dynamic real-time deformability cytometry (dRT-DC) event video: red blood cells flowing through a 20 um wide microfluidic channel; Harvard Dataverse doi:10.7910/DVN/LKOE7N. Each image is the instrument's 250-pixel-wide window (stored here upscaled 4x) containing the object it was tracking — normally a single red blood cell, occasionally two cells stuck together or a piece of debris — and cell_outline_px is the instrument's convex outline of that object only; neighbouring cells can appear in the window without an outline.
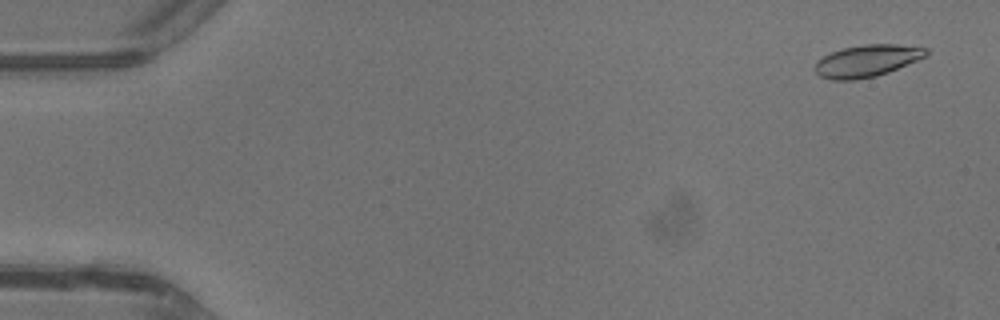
{"species": "common noctule bat (a hibernating species)", "species_latin": "Nyctalus noctula", "temperature_condition": "warm", "stored_images_in_passage": 45, "camera_frame_rate_fps": 3000, "um_per_image_px": 0.085, "animal": {"sex": "male", "body_mass_g": 13.3}, "frame": {"image": 1, "passage_image": 3, "time_ms": 0.667, "image_size_px": [1000, 320], "cell_outline_px": [[928, 52], [924, 56], [916, 60], [888, 72], [876, 76], [856, 80], [832, 80], [820, 76], [816, 72], [816, 60], [832, 52], [844, 48], [864, 44], [896, 44], [928, 48]], "centroid_in_image_um": [73.67, 5.17], "position_along_channel_um": 11.3, "area_um2": 20.46}}
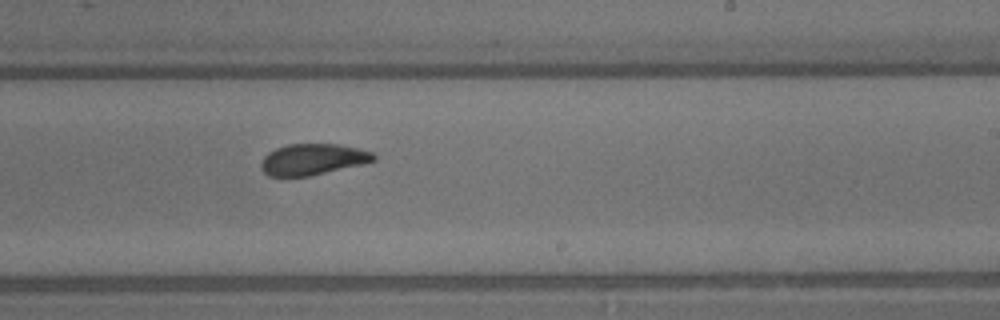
{"frame": {"image": 2, "passage_image": 28, "time_ms": 9.0, "image_size_px": [1000, 320], "cell_outline_px": [[376, 160], [364, 164], [308, 176], [268, 176], [260, 168], [260, 164], [264, 156], [268, 152], [276, 148], [288, 144], [336, 144], [356, 148], [372, 152], [376, 156]], "centroid_in_image_um": [26.57, 13.55], "position_along_channel_um": 262.4, "area_um2": 20.4}}
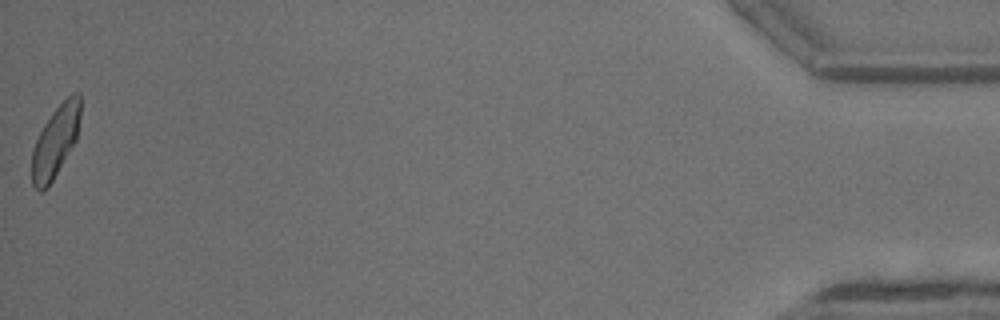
{"frame": {"image": 3, "passage_image": 45, "time_ms": 14.667, "image_size_px": [1000, 320], "cell_outline_px": [[80, 116], [76, 140], [52, 180], [40, 192], [32, 184], [32, 148], [44, 124], [52, 112], [72, 92], [80, 92]], "centroid_in_image_um": [4.71, 11.98], "position_along_channel_um": 430.5, "area_um2": 19.77}, "authors_computed_cell_mechanics": {"area_um2": 21.097, "velocity_mm_per_s": 4.7296, "shape_relaxation_time_tau1_ms": 3.2595, "shape_relaxation_time_tau2_ms": 1.3006, "deformation_change_tau1": 0.1304, "deformation_change_tau2": 0.0848}}